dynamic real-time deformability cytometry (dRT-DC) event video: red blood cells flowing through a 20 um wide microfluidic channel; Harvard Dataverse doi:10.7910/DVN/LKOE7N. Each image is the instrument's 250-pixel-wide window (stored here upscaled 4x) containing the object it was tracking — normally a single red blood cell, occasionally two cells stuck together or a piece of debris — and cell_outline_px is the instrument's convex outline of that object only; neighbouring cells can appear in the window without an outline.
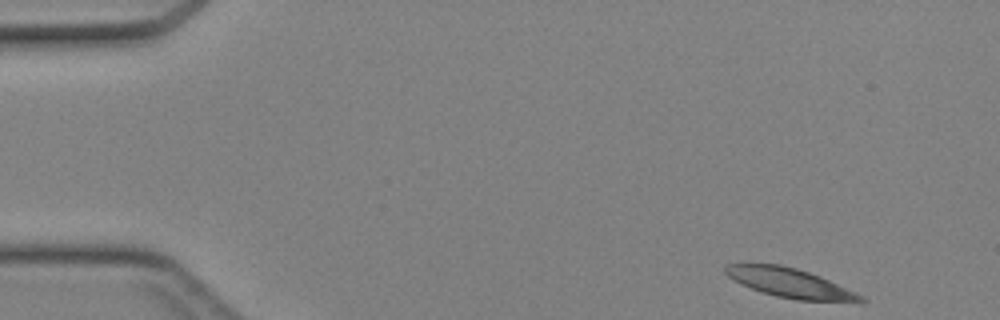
{"species": "Egyptian fruit bat (a non-hibernating species)", "species_latin": "Rousettus aegyptiacus", "temperature_condition": "cold", "stored_images_in_passage": 42, "camera_frame_rate_fps": 3000, "um_per_image_px": 0.085, "animal": {"sex": "female"}, "frame": {"image": 1, "passage_image": 1, "time_ms": 0.0, "image_size_px": [1000, 320], "cell_outline_px": [[868, 300], [864, 304], [856, 304], [796, 300], [776, 296], [760, 292], [740, 284], [728, 276], [724, 272], [724, 264], [780, 264], [796, 268], [820, 276], [864, 296]], "centroid_in_image_um": [67.26, 24.1], "position_along_channel_um": 17.7, "area_um2": 23.81}}
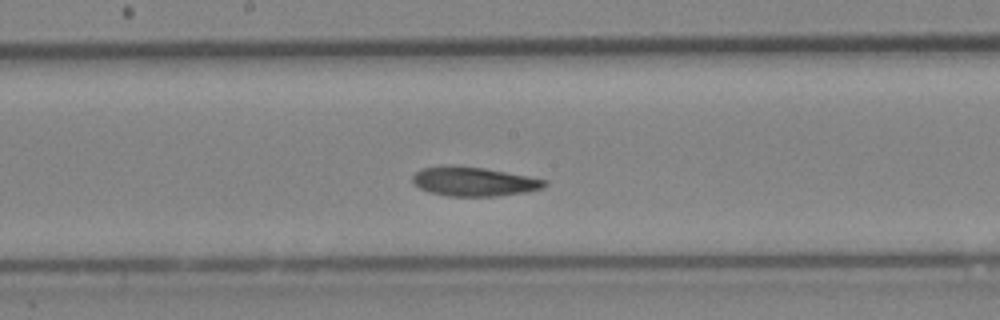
{"frame": {"image": 2, "passage_image": 21, "time_ms": 6.667, "image_size_px": [1000, 320], "cell_outline_px": [[548, 184], [544, 188], [524, 192], [496, 196], [448, 196], [428, 192], [420, 188], [412, 180], [412, 176], [420, 168], [440, 164], [448, 164], [484, 168], [528, 176], [548, 180]], "centroid_in_image_um": [40.25, 15.41], "position_along_channel_um": 208.0, "area_um2": 22.72}}
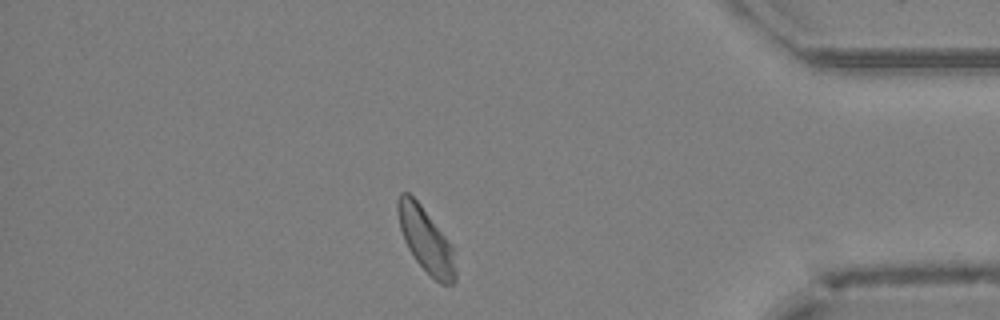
{"frame": {"image": 3, "passage_image": 36, "time_ms": 11.667, "image_size_px": [1000, 320], "cell_outline_px": [[456, 280], [452, 284], [440, 284], [416, 260], [408, 248], [404, 240], [400, 228], [396, 208], [396, 200], [400, 192], [408, 192], [420, 204], [444, 236], [452, 248], [456, 272]], "centroid_in_image_um": [36.16, 20.38], "position_along_channel_um": 399.0, "area_um2": 21.15}}